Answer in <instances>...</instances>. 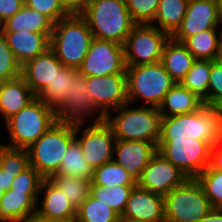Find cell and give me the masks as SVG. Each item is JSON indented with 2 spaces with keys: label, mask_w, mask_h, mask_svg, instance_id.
<instances>
[{
  "label": "cell",
  "mask_w": 222,
  "mask_h": 222,
  "mask_svg": "<svg viewBox=\"0 0 222 222\" xmlns=\"http://www.w3.org/2000/svg\"><path fill=\"white\" fill-rule=\"evenodd\" d=\"M162 115L157 107L125 103L111 111L105 121L112 127L116 140L159 143Z\"/></svg>",
  "instance_id": "6da1fadb"
},
{
  "label": "cell",
  "mask_w": 222,
  "mask_h": 222,
  "mask_svg": "<svg viewBox=\"0 0 222 222\" xmlns=\"http://www.w3.org/2000/svg\"><path fill=\"white\" fill-rule=\"evenodd\" d=\"M78 13L86 20L93 37L124 45L136 24L125 0H89Z\"/></svg>",
  "instance_id": "7a4b0ae2"
},
{
  "label": "cell",
  "mask_w": 222,
  "mask_h": 222,
  "mask_svg": "<svg viewBox=\"0 0 222 222\" xmlns=\"http://www.w3.org/2000/svg\"><path fill=\"white\" fill-rule=\"evenodd\" d=\"M54 123V109L42 99L35 97L17 114L9 118L2 127L6 141L1 144L16 149H28L36 142ZM5 129V130H4ZM8 138V139H7Z\"/></svg>",
  "instance_id": "3957f363"
},
{
  "label": "cell",
  "mask_w": 222,
  "mask_h": 222,
  "mask_svg": "<svg viewBox=\"0 0 222 222\" xmlns=\"http://www.w3.org/2000/svg\"><path fill=\"white\" fill-rule=\"evenodd\" d=\"M197 139L211 145L222 140L218 108L203 105L193 113L162 117L160 140Z\"/></svg>",
  "instance_id": "277c9868"
},
{
  "label": "cell",
  "mask_w": 222,
  "mask_h": 222,
  "mask_svg": "<svg viewBox=\"0 0 222 222\" xmlns=\"http://www.w3.org/2000/svg\"><path fill=\"white\" fill-rule=\"evenodd\" d=\"M92 39L86 20L78 12H73L54 24L49 48L63 66L78 69Z\"/></svg>",
  "instance_id": "5b68a950"
},
{
  "label": "cell",
  "mask_w": 222,
  "mask_h": 222,
  "mask_svg": "<svg viewBox=\"0 0 222 222\" xmlns=\"http://www.w3.org/2000/svg\"><path fill=\"white\" fill-rule=\"evenodd\" d=\"M126 76L128 102L135 105L158 108L175 84L161 62L126 66Z\"/></svg>",
  "instance_id": "8992f818"
},
{
  "label": "cell",
  "mask_w": 222,
  "mask_h": 222,
  "mask_svg": "<svg viewBox=\"0 0 222 222\" xmlns=\"http://www.w3.org/2000/svg\"><path fill=\"white\" fill-rule=\"evenodd\" d=\"M75 139V125L54 123L28 149L29 163L44 179L56 174L70 143Z\"/></svg>",
  "instance_id": "52a82bcc"
},
{
  "label": "cell",
  "mask_w": 222,
  "mask_h": 222,
  "mask_svg": "<svg viewBox=\"0 0 222 222\" xmlns=\"http://www.w3.org/2000/svg\"><path fill=\"white\" fill-rule=\"evenodd\" d=\"M212 208L196 178H188L164 196L165 222H196Z\"/></svg>",
  "instance_id": "ba28073f"
},
{
  "label": "cell",
  "mask_w": 222,
  "mask_h": 222,
  "mask_svg": "<svg viewBox=\"0 0 222 222\" xmlns=\"http://www.w3.org/2000/svg\"><path fill=\"white\" fill-rule=\"evenodd\" d=\"M211 146L197 139L159 140L157 151L187 178H196L209 166Z\"/></svg>",
  "instance_id": "9c48e42d"
},
{
  "label": "cell",
  "mask_w": 222,
  "mask_h": 222,
  "mask_svg": "<svg viewBox=\"0 0 222 222\" xmlns=\"http://www.w3.org/2000/svg\"><path fill=\"white\" fill-rule=\"evenodd\" d=\"M55 121L80 125L105 121L89 95L87 77L78 73L71 82L70 94L54 108ZM90 120V121H89Z\"/></svg>",
  "instance_id": "30bf717a"
},
{
  "label": "cell",
  "mask_w": 222,
  "mask_h": 222,
  "mask_svg": "<svg viewBox=\"0 0 222 222\" xmlns=\"http://www.w3.org/2000/svg\"><path fill=\"white\" fill-rule=\"evenodd\" d=\"M169 38L167 33L152 24H135L124 44L126 66L161 62L163 48Z\"/></svg>",
  "instance_id": "8fae6325"
},
{
  "label": "cell",
  "mask_w": 222,
  "mask_h": 222,
  "mask_svg": "<svg viewBox=\"0 0 222 222\" xmlns=\"http://www.w3.org/2000/svg\"><path fill=\"white\" fill-rule=\"evenodd\" d=\"M78 72L85 77L126 73L124 45L93 37Z\"/></svg>",
  "instance_id": "7c38bea8"
},
{
  "label": "cell",
  "mask_w": 222,
  "mask_h": 222,
  "mask_svg": "<svg viewBox=\"0 0 222 222\" xmlns=\"http://www.w3.org/2000/svg\"><path fill=\"white\" fill-rule=\"evenodd\" d=\"M75 139L81 145L85 160L93 168L113 160L116 138L106 121L75 125Z\"/></svg>",
  "instance_id": "4fadbf2b"
},
{
  "label": "cell",
  "mask_w": 222,
  "mask_h": 222,
  "mask_svg": "<svg viewBox=\"0 0 222 222\" xmlns=\"http://www.w3.org/2000/svg\"><path fill=\"white\" fill-rule=\"evenodd\" d=\"M87 86L94 105L105 117L128 102L126 73L88 76Z\"/></svg>",
  "instance_id": "5bb4252c"
},
{
  "label": "cell",
  "mask_w": 222,
  "mask_h": 222,
  "mask_svg": "<svg viewBox=\"0 0 222 222\" xmlns=\"http://www.w3.org/2000/svg\"><path fill=\"white\" fill-rule=\"evenodd\" d=\"M221 24L222 13L215 0H189L183 21L171 38L183 43L199 32L221 28Z\"/></svg>",
  "instance_id": "9a60e30c"
},
{
  "label": "cell",
  "mask_w": 222,
  "mask_h": 222,
  "mask_svg": "<svg viewBox=\"0 0 222 222\" xmlns=\"http://www.w3.org/2000/svg\"><path fill=\"white\" fill-rule=\"evenodd\" d=\"M187 179L176 166L157 151L137 179V186L165 196Z\"/></svg>",
  "instance_id": "2e32d148"
},
{
  "label": "cell",
  "mask_w": 222,
  "mask_h": 222,
  "mask_svg": "<svg viewBox=\"0 0 222 222\" xmlns=\"http://www.w3.org/2000/svg\"><path fill=\"white\" fill-rule=\"evenodd\" d=\"M121 217L137 222H165L164 196L136 185Z\"/></svg>",
  "instance_id": "e0dca14e"
},
{
  "label": "cell",
  "mask_w": 222,
  "mask_h": 222,
  "mask_svg": "<svg viewBox=\"0 0 222 222\" xmlns=\"http://www.w3.org/2000/svg\"><path fill=\"white\" fill-rule=\"evenodd\" d=\"M156 152L157 146L151 142L116 140L113 160L137 180Z\"/></svg>",
  "instance_id": "ac0fdd59"
},
{
  "label": "cell",
  "mask_w": 222,
  "mask_h": 222,
  "mask_svg": "<svg viewBox=\"0 0 222 222\" xmlns=\"http://www.w3.org/2000/svg\"><path fill=\"white\" fill-rule=\"evenodd\" d=\"M36 212L60 222H75L77 210L61 190L49 179H44L40 187Z\"/></svg>",
  "instance_id": "d6986e66"
},
{
  "label": "cell",
  "mask_w": 222,
  "mask_h": 222,
  "mask_svg": "<svg viewBox=\"0 0 222 222\" xmlns=\"http://www.w3.org/2000/svg\"><path fill=\"white\" fill-rule=\"evenodd\" d=\"M62 66L55 53L48 48L43 54L21 66V76L36 96L45 86L53 82Z\"/></svg>",
  "instance_id": "ffe728a7"
},
{
  "label": "cell",
  "mask_w": 222,
  "mask_h": 222,
  "mask_svg": "<svg viewBox=\"0 0 222 222\" xmlns=\"http://www.w3.org/2000/svg\"><path fill=\"white\" fill-rule=\"evenodd\" d=\"M3 34L16 60L22 66L49 48L52 33H35L27 30L3 32Z\"/></svg>",
  "instance_id": "44dd1931"
},
{
  "label": "cell",
  "mask_w": 222,
  "mask_h": 222,
  "mask_svg": "<svg viewBox=\"0 0 222 222\" xmlns=\"http://www.w3.org/2000/svg\"><path fill=\"white\" fill-rule=\"evenodd\" d=\"M35 97L21 75L0 84V126Z\"/></svg>",
  "instance_id": "7402d4cb"
},
{
  "label": "cell",
  "mask_w": 222,
  "mask_h": 222,
  "mask_svg": "<svg viewBox=\"0 0 222 222\" xmlns=\"http://www.w3.org/2000/svg\"><path fill=\"white\" fill-rule=\"evenodd\" d=\"M39 194L7 190L0 199V222H18L37 210Z\"/></svg>",
  "instance_id": "603a6c76"
},
{
  "label": "cell",
  "mask_w": 222,
  "mask_h": 222,
  "mask_svg": "<svg viewBox=\"0 0 222 222\" xmlns=\"http://www.w3.org/2000/svg\"><path fill=\"white\" fill-rule=\"evenodd\" d=\"M195 60L183 43L171 37L165 43L161 63L175 83H181Z\"/></svg>",
  "instance_id": "cb8c5ba5"
},
{
  "label": "cell",
  "mask_w": 222,
  "mask_h": 222,
  "mask_svg": "<svg viewBox=\"0 0 222 222\" xmlns=\"http://www.w3.org/2000/svg\"><path fill=\"white\" fill-rule=\"evenodd\" d=\"M204 105L201 98L180 83L174 86L165 95L158 107L162 117L189 114L197 111Z\"/></svg>",
  "instance_id": "d4e9b609"
},
{
  "label": "cell",
  "mask_w": 222,
  "mask_h": 222,
  "mask_svg": "<svg viewBox=\"0 0 222 222\" xmlns=\"http://www.w3.org/2000/svg\"><path fill=\"white\" fill-rule=\"evenodd\" d=\"M54 23L45 15L24 5L12 17L1 24L2 32L29 31L52 33Z\"/></svg>",
  "instance_id": "484cf974"
},
{
  "label": "cell",
  "mask_w": 222,
  "mask_h": 222,
  "mask_svg": "<svg viewBox=\"0 0 222 222\" xmlns=\"http://www.w3.org/2000/svg\"><path fill=\"white\" fill-rule=\"evenodd\" d=\"M189 0H160L154 20L150 23L170 37L180 27Z\"/></svg>",
  "instance_id": "4316f807"
},
{
  "label": "cell",
  "mask_w": 222,
  "mask_h": 222,
  "mask_svg": "<svg viewBox=\"0 0 222 222\" xmlns=\"http://www.w3.org/2000/svg\"><path fill=\"white\" fill-rule=\"evenodd\" d=\"M221 40V28H214L188 37L183 44L196 60L216 61Z\"/></svg>",
  "instance_id": "83f0119b"
},
{
  "label": "cell",
  "mask_w": 222,
  "mask_h": 222,
  "mask_svg": "<svg viewBox=\"0 0 222 222\" xmlns=\"http://www.w3.org/2000/svg\"><path fill=\"white\" fill-rule=\"evenodd\" d=\"M94 168L87 163L79 142L74 139L67 148L56 174L92 181Z\"/></svg>",
  "instance_id": "f1b7e54d"
},
{
  "label": "cell",
  "mask_w": 222,
  "mask_h": 222,
  "mask_svg": "<svg viewBox=\"0 0 222 222\" xmlns=\"http://www.w3.org/2000/svg\"><path fill=\"white\" fill-rule=\"evenodd\" d=\"M78 69L62 66L53 82L45 86L36 97L42 99L53 109L70 94L72 79L78 74Z\"/></svg>",
  "instance_id": "f546056e"
},
{
  "label": "cell",
  "mask_w": 222,
  "mask_h": 222,
  "mask_svg": "<svg viewBox=\"0 0 222 222\" xmlns=\"http://www.w3.org/2000/svg\"><path fill=\"white\" fill-rule=\"evenodd\" d=\"M49 180L62 191L76 210L91 194V182L85 179L54 174Z\"/></svg>",
  "instance_id": "4dcf8cb0"
},
{
  "label": "cell",
  "mask_w": 222,
  "mask_h": 222,
  "mask_svg": "<svg viewBox=\"0 0 222 222\" xmlns=\"http://www.w3.org/2000/svg\"><path fill=\"white\" fill-rule=\"evenodd\" d=\"M91 183L101 187L136 186L137 180L124 167L112 160L94 168Z\"/></svg>",
  "instance_id": "1f68e13d"
},
{
  "label": "cell",
  "mask_w": 222,
  "mask_h": 222,
  "mask_svg": "<svg viewBox=\"0 0 222 222\" xmlns=\"http://www.w3.org/2000/svg\"><path fill=\"white\" fill-rule=\"evenodd\" d=\"M134 187L121 185L101 187L91 183V195L96 200L104 202L121 217Z\"/></svg>",
  "instance_id": "d6a6232c"
},
{
  "label": "cell",
  "mask_w": 222,
  "mask_h": 222,
  "mask_svg": "<svg viewBox=\"0 0 222 222\" xmlns=\"http://www.w3.org/2000/svg\"><path fill=\"white\" fill-rule=\"evenodd\" d=\"M213 62V60H195L180 84L203 100L208 94L210 69Z\"/></svg>",
  "instance_id": "836d02e7"
},
{
  "label": "cell",
  "mask_w": 222,
  "mask_h": 222,
  "mask_svg": "<svg viewBox=\"0 0 222 222\" xmlns=\"http://www.w3.org/2000/svg\"><path fill=\"white\" fill-rule=\"evenodd\" d=\"M120 216L91 194L77 209L75 222H118Z\"/></svg>",
  "instance_id": "e575fe53"
},
{
  "label": "cell",
  "mask_w": 222,
  "mask_h": 222,
  "mask_svg": "<svg viewBox=\"0 0 222 222\" xmlns=\"http://www.w3.org/2000/svg\"><path fill=\"white\" fill-rule=\"evenodd\" d=\"M30 166L27 149L10 148L0 143V168L14 177Z\"/></svg>",
  "instance_id": "d590c367"
},
{
  "label": "cell",
  "mask_w": 222,
  "mask_h": 222,
  "mask_svg": "<svg viewBox=\"0 0 222 222\" xmlns=\"http://www.w3.org/2000/svg\"><path fill=\"white\" fill-rule=\"evenodd\" d=\"M196 180L202 186L212 207L222 208V171L213 170L208 166Z\"/></svg>",
  "instance_id": "8d00e7d4"
},
{
  "label": "cell",
  "mask_w": 222,
  "mask_h": 222,
  "mask_svg": "<svg viewBox=\"0 0 222 222\" xmlns=\"http://www.w3.org/2000/svg\"><path fill=\"white\" fill-rule=\"evenodd\" d=\"M24 3L48 17L54 24L73 13L64 0H24Z\"/></svg>",
  "instance_id": "74e56055"
},
{
  "label": "cell",
  "mask_w": 222,
  "mask_h": 222,
  "mask_svg": "<svg viewBox=\"0 0 222 222\" xmlns=\"http://www.w3.org/2000/svg\"><path fill=\"white\" fill-rule=\"evenodd\" d=\"M21 75V65L8 46L6 37L0 29V84Z\"/></svg>",
  "instance_id": "f35d334b"
},
{
  "label": "cell",
  "mask_w": 222,
  "mask_h": 222,
  "mask_svg": "<svg viewBox=\"0 0 222 222\" xmlns=\"http://www.w3.org/2000/svg\"><path fill=\"white\" fill-rule=\"evenodd\" d=\"M160 0H125L132 20L136 24H150L157 13Z\"/></svg>",
  "instance_id": "ab89813d"
},
{
  "label": "cell",
  "mask_w": 222,
  "mask_h": 222,
  "mask_svg": "<svg viewBox=\"0 0 222 222\" xmlns=\"http://www.w3.org/2000/svg\"><path fill=\"white\" fill-rule=\"evenodd\" d=\"M43 180L44 178L32 166H29L14 178L10 189L24 194H39Z\"/></svg>",
  "instance_id": "60d3db41"
},
{
  "label": "cell",
  "mask_w": 222,
  "mask_h": 222,
  "mask_svg": "<svg viewBox=\"0 0 222 222\" xmlns=\"http://www.w3.org/2000/svg\"><path fill=\"white\" fill-rule=\"evenodd\" d=\"M202 101L215 108L222 104V66L217 61L211 64L208 94Z\"/></svg>",
  "instance_id": "b9f144b4"
},
{
  "label": "cell",
  "mask_w": 222,
  "mask_h": 222,
  "mask_svg": "<svg viewBox=\"0 0 222 222\" xmlns=\"http://www.w3.org/2000/svg\"><path fill=\"white\" fill-rule=\"evenodd\" d=\"M24 5V0H0V24L12 17Z\"/></svg>",
  "instance_id": "7bdbcfd3"
},
{
  "label": "cell",
  "mask_w": 222,
  "mask_h": 222,
  "mask_svg": "<svg viewBox=\"0 0 222 222\" xmlns=\"http://www.w3.org/2000/svg\"><path fill=\"white\" fill-rule=\"evenodd\" d=\"M209 167L222 171V140L211 146Z\"/></svg>",
  "instance_id": "ee69618b"
},
{
  "label": "cell",
  "mask_w": 222,
  "mask_h": 222,
  "mask_svg": "<svg viewBox=\"0 0 222 222\" xmlns=\"http://www.w3.org/2000/svg\"><path fill=\"white\" fill-rule=\"evenodd\" d=\"M14 178V174H9L0 168V199L5 191L11 188Z\"/></svg>",
  "instance_id": "f6af8a7d"
},
{
  "label": "cell",
  "mask_w": 222,
  "mask_h": 222,
  "mask_svg": "<svg viewBox=\"0 0 222 222\" xmlns=\"http://www.w3.org/2000/svg\"><path fill=\"white\" fill-rule=\"evenodd\" d=\"M196 222H222V208H212Z\"/></svg>",
  "instance_id": "bcb514c9"
},
{
  "label": "cell",
  "mask_w": 222,
  "mask_h": 222,
  "mask_svg": "<svg viewBox=\"0 0 222 222\" xmlns=\"http://www.w3.org/2000/svg\"><path fill=\"white\" fill-rule=\"evenodd\" d=\"M18 222H60V221L44 217L40 215L38 212H34Z\"/></svg>",
  "instance_id": "7dc6e473"
},
{
  "label": "cell",
  "mask_w": 222,
  "mask_h": 222,
  "mask_svg": "<svg viewBox=\"0 0 222 222\" xmlns=\"http://www.w3.org/2000/svg\"><path fill=\"white\" fill-rule=\"evenodd\" d=\"M88 1L89 0H64L73 12H78Z\"/></svg>",
  "instance_id": "c3c4849f"
},
{
  "label": "cell",
  "mask_w": 222,
  "mask_h": 222,
  "mask_svg": "<svg viewBox=\"0 0 222 222\" xmlns=\"http://www.w3.org/2000/svg\"><path fill=\"white\" fill-rule=\"evenodd\" d=\"M216 61L222 66V40L220 42V47L218 49V55Z\"/></svg>",
  "instance_id": "681fc988"
},
{
  "label": "cell",
  "mask_w": 222,
  "mask_h": 222,
  "mask_svg": "<svg viewBox=\"0 0 222 222\" xmlns=\"http://www.w3.org/2000/svg\"><path fill=\"white\" fill-rule=\"evenodd\" d=\"M215 2L218 4V8L220 12L222 13V0H215Z\"/></svg>",
  "instance_id": "f907efd6"
},
{
  "label": "cell",
  "mask_w": 222,
  "mask_h": 222,
  "mask_svg": "<svg viewBox=\"0 0 222 222\" xmlns=\"http://www.w3.org/2000/svg\"><path fill=\"white\" fill-rule=\"evenodd\" d=\"M118 222H137V221H131V220H127L125 218L120 217Z\"/></svg>",
  "instance_id": "816d5d0a"
},
{
  "label": "cell",
  "mask_w": 222,
  "mask_h": 222,
  "mask_svg": "<svg viewBox=\"0 0 222 222\" xmlns=\"http://www.w3.org/2000/svg\"><path fill=\"white\" fill-rule=\"evenodd\" d=\"M220 114H221V121H222V104L218 107Z\"/></svg>",
  "instance_id": "f5cc1de1"
}]
</instances>
